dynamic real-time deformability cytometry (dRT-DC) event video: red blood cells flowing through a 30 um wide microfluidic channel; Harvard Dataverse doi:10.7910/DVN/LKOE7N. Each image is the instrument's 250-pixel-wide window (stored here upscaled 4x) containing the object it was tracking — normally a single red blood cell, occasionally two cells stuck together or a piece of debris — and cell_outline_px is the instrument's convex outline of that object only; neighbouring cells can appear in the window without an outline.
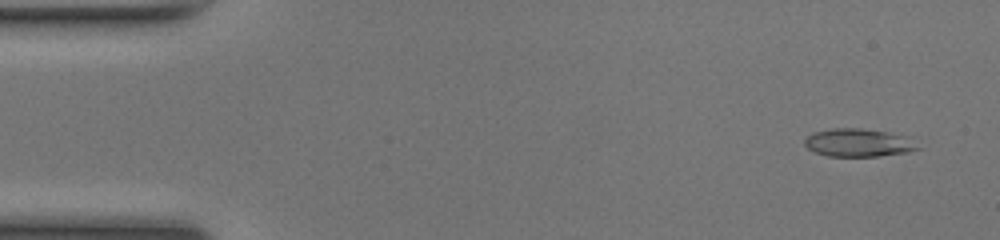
{"species": "common noctule bat (a hibernating species)", "species_latin": "Nyctalus noctula", "temperature_condition": "room temperature", "stored_images_in_passage": 50, "camera_frame_rate_fps": 3000, "um_per_image_px": 0.085, "animal": {"sex": "female", "body_mass_g": 17.0, "forearm_length_mm": 48.0}, "frame": {"image": 1, "passage_image": 3, "time_ms": 0.667, "image_size_px": [1000, 240], "cell_outline_px": [[920, 148], [908, 152], [880, 156], [828, 156], [816, 152], [808, 148], [804, 144], [804, 140], [812, 132], [832, 128], [860, 128], [888, 132], [908, 136]], "centroid_in_image_um": [72.96, 12.12], "position_along_channel_um": 12.0, "area_um2": 18.5}}
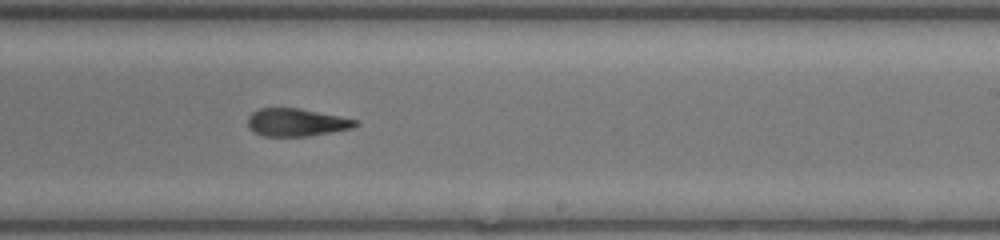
{"frame": {"image": 2, "passage_image": 30, "time_ms": 9.667, "image_size_px": [1000, 240], "cell_outline_px": [[360, 124], [352, 128], [308, 136], [264, 136], [252, 132], [248, 128], [248, 116], [252, 112], [260, 108], [296, 108], [340, 116], [360, 120]], "centroid_in_image_um": [25.19, 10.4], "position_along_channel_um": 263.8, "area_um2": 17.46}}
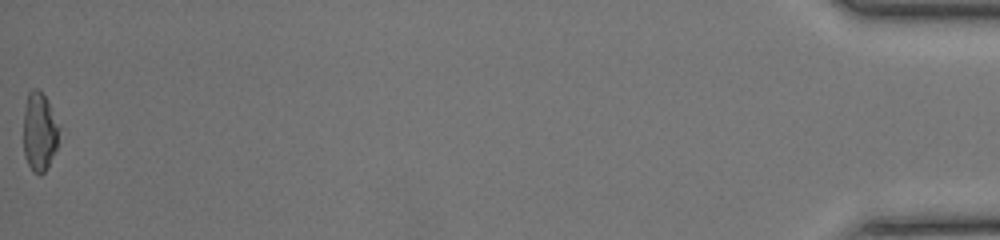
{"frame": {"image": 3, "passage_image": 50, "time_ms": 16.333, "image_size_px": [1000, 240], "cell_outline_px": [[60, 128], [56, 148], [48, 168], [40, 176], [32, 172], [24, 156], [24, 112], [28, 92], [32, 88], [36, 88], [44, 96]], "centroid_in_image_um": [3.34, 11.26], "position_along_channel_um": 431.9, "area_um2": 16.24}, "authors_computed_cell_mechanics": {"area_um2": 17.9758, "velocity_mm_per_s": 4.1754, "shape_relaxation_time_tau1_ms": null, "shape_relaxation_time_tau2_ms": 2.793, "deformation_change_tau1": null, "deformation_change_tau2": 0.1168}}